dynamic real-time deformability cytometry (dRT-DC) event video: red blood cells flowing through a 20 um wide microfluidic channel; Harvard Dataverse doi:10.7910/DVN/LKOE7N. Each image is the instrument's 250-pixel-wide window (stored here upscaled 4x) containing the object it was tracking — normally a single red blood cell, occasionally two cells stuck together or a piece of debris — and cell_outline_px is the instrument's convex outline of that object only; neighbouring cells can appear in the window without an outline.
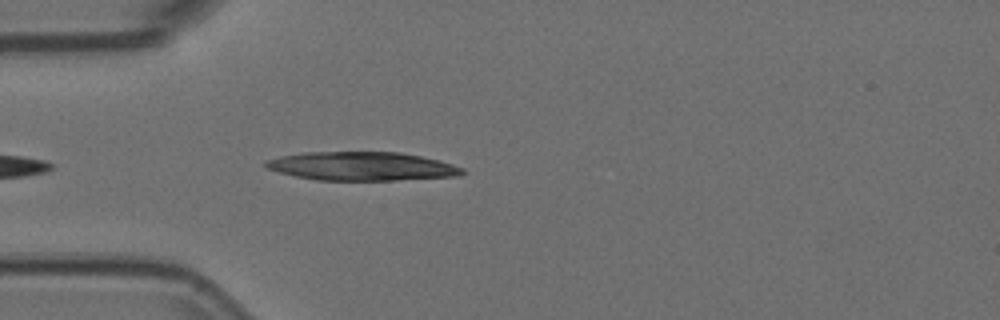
{"species": "Egyptian fruit bat (a non-hibernating species)", "species_latin": "Rousettus aegyptiacus", "temperature_condition": "room temperature", "stored_images_in_passage": 3, "camera_frame_rate_fps": 3000, "um_per_image_px": 0.085, "animal": {"sex": "female"}, "frame": {"image": 1, "passage_image": 3, "time_ms": 0.667, "image_size_px": [1000, 320], "cell_outline_px": [[464, 172], [460, 176], [396, 180], [316, 180], [296, 176], [280, 172], [268, 168], [264, 164], [264, 160], [280, 156], [304, 152], [400, 152], [420, 156], [452, 164], [464, 168]], "centroid_in_image_um": [30.75, 14.13], "position_along_channel_um": 54.2, "area_um2": 32.71}}